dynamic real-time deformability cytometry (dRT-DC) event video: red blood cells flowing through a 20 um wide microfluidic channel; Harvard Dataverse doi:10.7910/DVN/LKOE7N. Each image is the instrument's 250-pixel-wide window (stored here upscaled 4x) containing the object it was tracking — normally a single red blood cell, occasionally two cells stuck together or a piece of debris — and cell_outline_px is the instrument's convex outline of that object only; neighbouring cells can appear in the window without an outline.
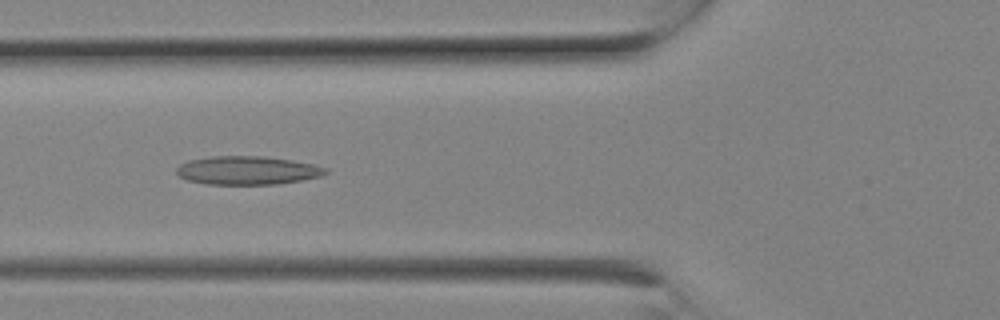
{"species": "Egyptian fruit bat (a non-hibernating species)", "species_latin": "Rousettus aegyptiacus", "temperature_condition": "room temperature", "stored_images_in_passage": 9, "camera_frame_rate_fps": 3000, "um_per_image_px": 0.085, "animal": {"sex": "female"}, "frame": {"image": 1, "passage_image": 8, "time_ms": 2.333, "image_size_px": [1000, 320], "cell_outline_px": [[328, 172], [320, 176], [300, 180], [276, 184], [208, 184], [188, 180], [180, 176], [176, 172], [176, 168], [180, 164], [188, 160], [212, 156], [264, 156], [292, 160], [316, 164], [328, 168]], "centroid_in_image_um": [21.04, 14.47], "position_along_channel_um": 104.8, "area_um2": 24.74}}
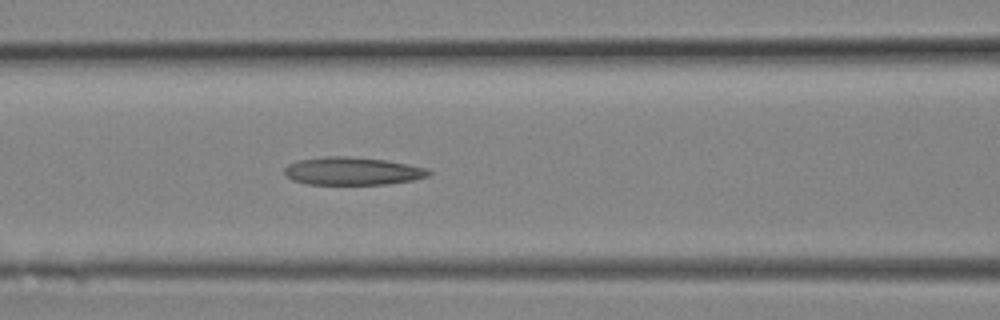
{"frame": {"image": 2, "passage_image": 9, "time_ms": 2.667, "image_size_px": [1000, 320], "cell_outline_px": [[432, 172], [428, 176], [412, 180], [384, 184], [308, 184], [292, 180], [284, 172], [284, 168], [288, 164], [296, 160], [324, 156], [348, 156], [388, 160], [428, 168]], "centroid_in_image_um": [29.95, 14.53], "position_along_channel_um": 136.6, "area_um2": 23.52}}